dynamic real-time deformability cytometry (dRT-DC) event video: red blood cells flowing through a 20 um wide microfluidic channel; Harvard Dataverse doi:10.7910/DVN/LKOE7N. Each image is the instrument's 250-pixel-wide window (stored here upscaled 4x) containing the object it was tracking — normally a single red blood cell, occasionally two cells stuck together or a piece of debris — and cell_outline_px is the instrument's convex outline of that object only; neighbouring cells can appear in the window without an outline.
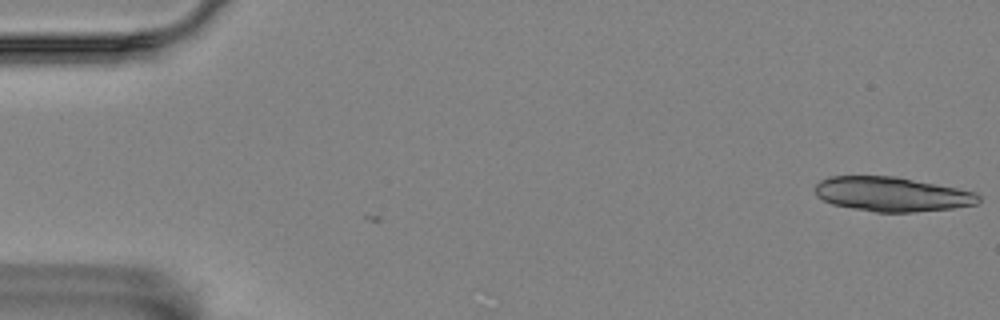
{"species": "Egyptian fruit bat (a non-hibernating species)", "species_latin": "Rousettus aegyptiacus", "temperature_condition": "room temperature", "stored_images_in_passage": 4, "camera_frame_rate_fps": 3000, "um_per_image_px": 0.085, "animal": {"sex": "female"}, "frame": {"image": 1, "passage_image": 1, "time_ms": 0.0, "image_size_px": [1000, 320], "cell_outline_px": [[980, 200], [976, 204], [952, 208], [916, 212], [876, 212], [852, 208], [832, 204], [816, 196], [816, 184], [820, 180], [828, 176], [896, 176], [976, 192], [980, 196]], "centroid_in_image_um": [75.8, 16.5], "position_along_channel_um": 9.2, "area_um2": 32.77}}